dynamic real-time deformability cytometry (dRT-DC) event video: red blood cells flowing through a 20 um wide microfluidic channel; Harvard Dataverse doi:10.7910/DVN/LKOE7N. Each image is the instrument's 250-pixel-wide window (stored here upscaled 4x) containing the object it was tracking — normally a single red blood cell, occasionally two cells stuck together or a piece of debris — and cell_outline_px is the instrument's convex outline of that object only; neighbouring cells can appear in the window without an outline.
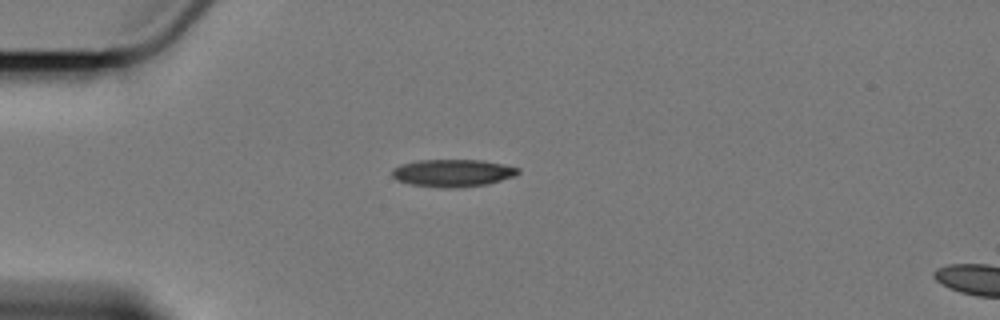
{"species": "Egyptian fruit bat (a non-hibernating species)", "species_latin": "Rousettus aegyptiacus", "temperature_condition": "cold", "stored_images_in_passage": 5, "camera_frame_rate_fps": 3000, "um_per_image_px": 0.085, "animal": {"sex": "female"}, "frame": {"image": 1, "passage_image": 1, "time_ms": 0.0, "image_size_px": [1000, 320], "cell_outline_px": [[520, 172], [516, 176], [488, 184], [460, 188], [440, 188], [412, 184], [396, 180], [392, 176], [392, 168], [400, 164], [420, 160], [480, 160], [520, 168]], "centroid_in_image_um": [38.48, 14.71], "position_along_channel_um": 46.5, "area_um2": 20.29}}
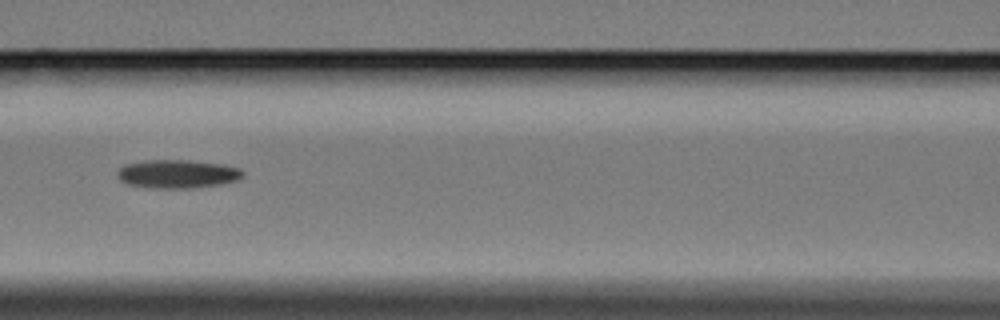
{"frame": {"image": 2, "passage_image": 4, "time_ms": 3.667, "image_size_px": [1000, 320], "cell_outline_px": [[244, 176], [236, 180], [220, 184], [192, 188], [152, 188], [128, 184], [120, 180], [120, 168], [124, 164], [144, 160], [192, 160], [224, 164], [240, 168], [244, 172]], "centroid_in_image_um": [15.13, 14.77], "position_along_channel_um": 151.5, "area_um2": 20.81}}
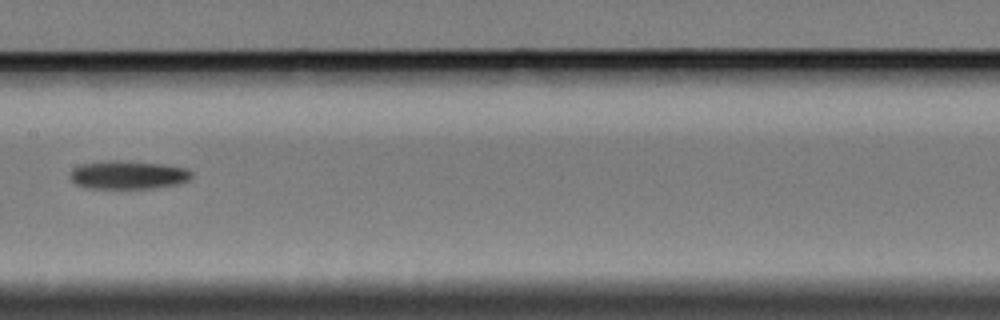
{"frame": {"image": 3, "passage_image": 5, "time_ms": 5.0, "image_size_px": [1000, 320], "cell_outline_px": [[192, 176], [188, 180], [180, 184], [156, 188], [88, 188], [76, 184], [68, 176], [72, 168], [80, 164], [112, 160], [120, 160], [160, 164], [188, 168], [192, 172]], "centroid_in_image_um": [10.88, 14.87], "position_along_channel_um": 196.5, "area_um2": 20.23}}